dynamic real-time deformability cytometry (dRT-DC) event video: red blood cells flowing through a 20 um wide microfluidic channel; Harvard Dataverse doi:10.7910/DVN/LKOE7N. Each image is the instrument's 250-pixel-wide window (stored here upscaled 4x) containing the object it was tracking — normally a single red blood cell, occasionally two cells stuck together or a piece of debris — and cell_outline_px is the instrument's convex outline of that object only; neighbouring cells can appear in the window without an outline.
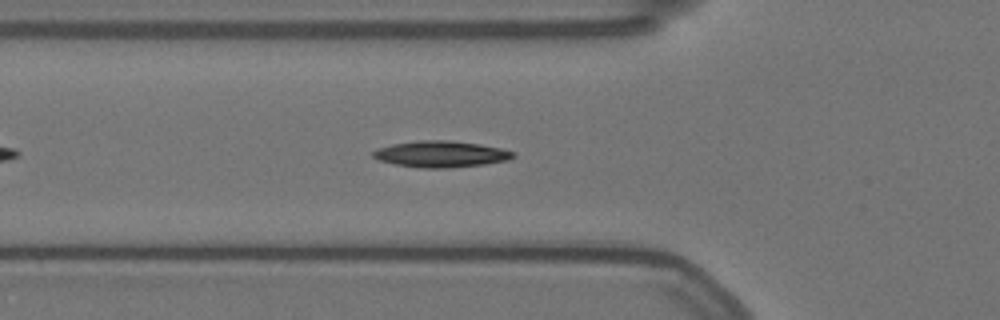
{"species": "Egyptian fruit bat (a non-hibernating species)", "species_latin": "Rousettus aegyptiacus", "temperature_condition": "warm", "stored_images_in_passage": 47, "camera_frame_rate_fps": 3000, "um_per_image_px": 0.085, "animal": {"sex": "female"}, "frame": {"image": 1, "passage_image": 8, "time_ms": 2.333, "image_size_px": [1000, 320], "cell_outline_px": [[516, 156], [508, 160], [484, 164], [448, 168], [416, 168], [396, 164], [380, 160], [372, 156], [372, 152], [376, 148], [392, 144], [420, 140], [448, 140], [480, 144], [500, 148], [516, 152]], "centroid_in_image_um": [37.48, 13.1], "position_along_channel_um": 88.3, "area_um2": 21.56}}
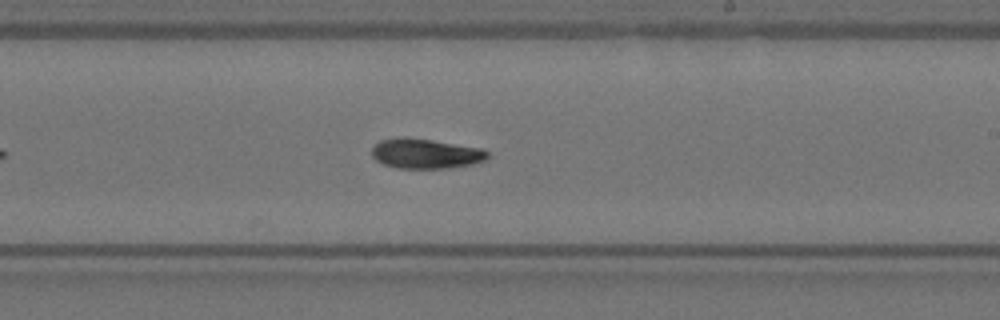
{"frame": {"image": 2, "passage_image": 22, "time_ms": 7.0, "image_size_px": [1000, 320], "cell_outline_px": [[488, 156], [484, 160], [472, 164], [448, 168], [396, 168], [384, 164], [376, 160], [372, 156], [372, 148], [380, 140], [404, 136], [432, 140], [484, 148], [488, 152]], "centroid_in_image_um": [36.17, 13.05], "position_along_channel_um": 252.8, "area_um2": 20.23}}
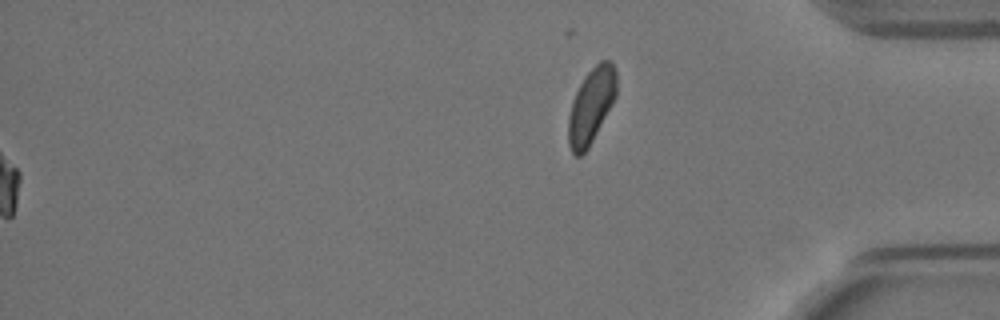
{"frame": {"image": 3, "passage_image": 47, "time_ms": 15.333, "image_size_px": [1000, 320], "cell_outline_px": [[616, 96], [612, 104], [588, 148], [580, 156], [576, 156], [572, 152], [568, 144], [568, 116], [572, 100], [584, 76], [600, 60], [608, 60], [616, 68]], "centroid_in_image_um": [50.24, 8.98], "position_along_channel_um": 385.0, "area_um2": 20.98}}